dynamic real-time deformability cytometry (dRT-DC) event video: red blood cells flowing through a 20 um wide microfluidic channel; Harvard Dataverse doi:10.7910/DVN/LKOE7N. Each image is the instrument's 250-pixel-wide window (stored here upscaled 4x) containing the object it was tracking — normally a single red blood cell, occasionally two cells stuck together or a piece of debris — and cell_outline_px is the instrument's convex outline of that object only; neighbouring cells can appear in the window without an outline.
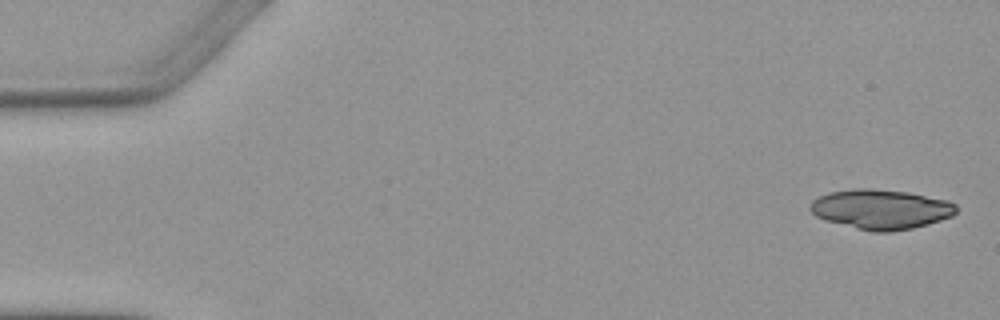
{"species": "Egyptian fruit bat (a non-hibernating species)", "species_latin": "Rousettus aegyptiacus", "temperature_condition": "warm", "stored_images_in_passage": 4, "camera_frame_rate_fps": 3000, "um_per_image_px": 0.085, "animal": {"sex": "female"}, "frame": {"image": 1, "passage_image": 1, "time_ms": 0.0, "image_size_px": [1000, 320], "cell_outline_px": [[956, 212], [952, 216], [928, 224], [912, 228], [888, 232], [872, 232], [824, 220], [816, 216], [808, 208], [812, 200], [828, 192], [852, 188], [872, 188], [908, 192], [948, 200], [956, 204]], "centroid_in_image_um": [74.85, 17.78], "position_along_channel_um": 10.1, "area_um2": 33.99}}